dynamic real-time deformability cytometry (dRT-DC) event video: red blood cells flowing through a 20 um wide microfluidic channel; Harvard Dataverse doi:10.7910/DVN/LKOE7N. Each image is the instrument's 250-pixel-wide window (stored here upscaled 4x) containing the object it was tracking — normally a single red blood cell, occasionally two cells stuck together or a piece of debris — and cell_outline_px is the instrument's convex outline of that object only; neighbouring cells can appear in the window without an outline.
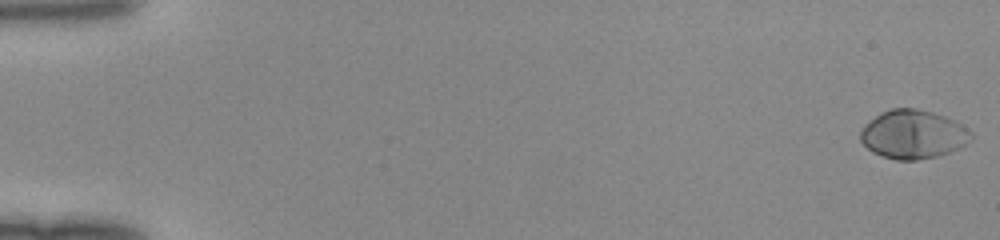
{"species": "human", "species_latin": "Homo sapiens", "temperature_condition": "room temperature", "stored_images_in_passage": 50, "camera_frame_rate_fps": 3000, "um_per_image_px": 0.085, "donor": {"sex": "female"}, "frame": {"image": 1, "passage_image": 1, "time_ms": 0.0, "image_size_px": [1000, 240], "cell_outline_px": [[972, 140], [948, 152], [936, 156], [916, 160], [896, 160], [872, 152], [860, 140], [860, 132], [864, 124], [880, 112], [892, 108], [916, 108], [932, 112], [944, 116], [960, 124], [972, 132]], "centroid_in_image_um": [77.57, 11.41], "position_along_channel_um": 7.4, "area_um2": 31.15}}
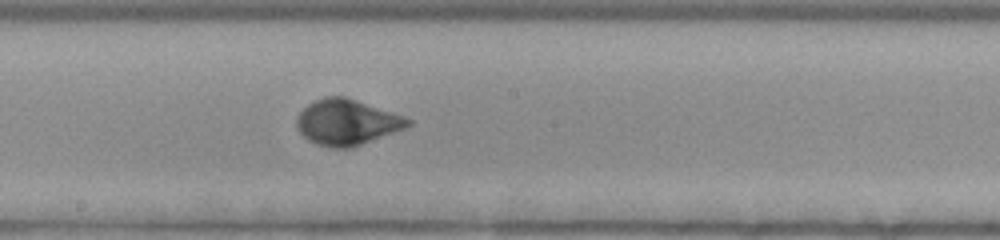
{"frame": {"image": 2, "passage_image": 29, "time_ms": 9.333, "image_size_px": [1000, 240], "cell_outline_px": [[412, 124], [404, 128], [360, 144], [348, 148], [332, 148], [316, 144], [308, 140], [296, 128], [296, 120], [300, 112], [312, 100], [324, 96], [344, 96], [404, 116], [412, 120]], "centroid_in_image_um": [29.44, 10.37], "position_along_channel_um": 218.8, "area_um2": 29.3}}
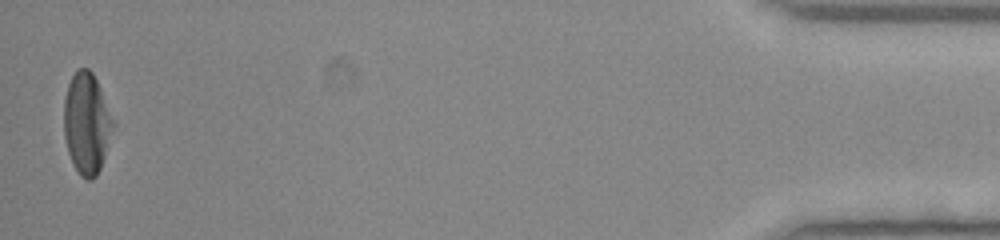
{"frame": {"image": 3, "passage_image": 50, "time_ms": 16.333, "image_size_px": [1000, 240], "cell_outline_px": [[116, 124], [100, 168], [96, 176], [92, 180], [88, 180], [80, 176], [68, 152], [64, 136], [64, 100], [68, 84], [76, 68], [88, 68], [92, 72], [116, 120]], "centroid_in_image_um": [7.39, 10.47], "position_along_channel_um": 427.8, "area_um2": 29.25}}